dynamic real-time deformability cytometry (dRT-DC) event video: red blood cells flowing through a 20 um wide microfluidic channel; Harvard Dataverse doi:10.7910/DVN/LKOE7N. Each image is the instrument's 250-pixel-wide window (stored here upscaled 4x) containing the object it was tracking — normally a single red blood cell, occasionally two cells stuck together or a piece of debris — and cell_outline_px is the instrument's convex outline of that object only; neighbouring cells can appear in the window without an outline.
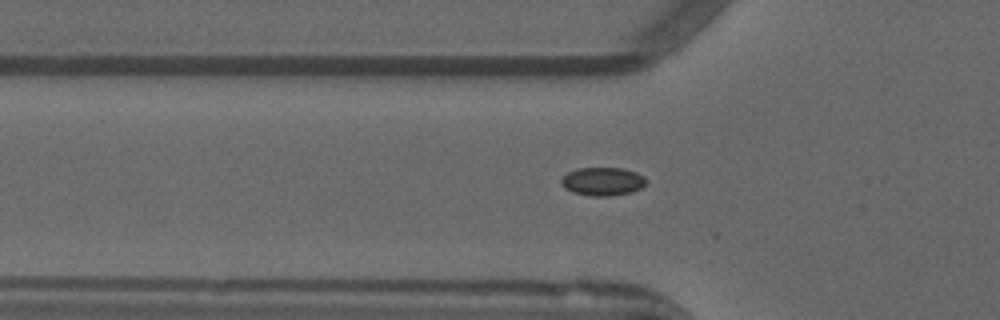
{"species": "common noctule bat (a hibernating species)", "species_latin": "Nyctalus noctula", "temperature_condition": "warm", "stored_images_in_passage": 33, "camera_frame_rate_fps": 3000, "um_per_image_px": 0.085, "animal": {"sex": "male", "forearm_length_mm": 52.5}, "frame": {"image": 1, "passage_image": 4, "time_ms": 1.0, "image_size_px": [1000, 320], "cell_outline_px": [[648, 180], [640, 188], [632, 192], [612, 196], [588, 196], [572, 192], [564, 188], [560, 184], [560, 180], [568, 172], [576, 168], [624, 168], [636, 172], [644, 176]], "centroid_in_image_um": [51.21, 15.42], "position_along_channel_um": 74.6, "area_um2": 14.22}}
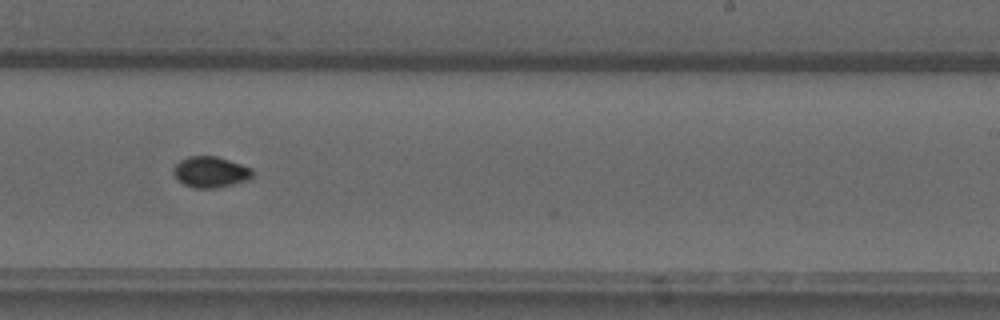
{"frame": {"image": 2, "passage_image": 19, "time_ms": 6.0, "image_size_px": [1000, 320], "cell_outline_px": [[252, 180], [216, 188], [196, 188], [184, 184], [172, 172], [172, 168], [180, 160], [188, 156], [216, 156], [252, 168]], "centroid_in_image_um": [17.91, 14.62], "position_along_channel_um": 271.1, "area_um2": 14.28}}
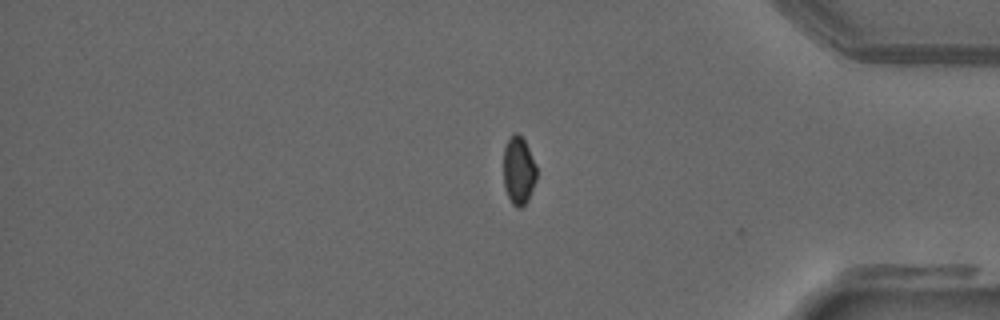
{"frame": {"image": 3, "passage_image": 30, "time_ms": 9.667, "image_size_px": [1000, 320], "cell_outline_px": [[536, 180], [528, 200], [520, 208], [516, 208], [512, 204], [508, 196], [504, 184], [504, 148], [512, 132], [516, 132], [524, 140], [536, 164]], "centroid_in_image_um": [44.08, 14.5], "position_along_channel_um": 391.1, "area_um2": 13.06}, "authors_computed_cell_mechanics": {"area_um2": 13.872, "velocity_mm_per_s": 3.923, "shape_relaxation_time_tau1_ms": null, "shape_relaxation_time_tau2_ms": 4.2289, "deformation_change_tau1": null, "deformation_change_tau2": 0.0467}}